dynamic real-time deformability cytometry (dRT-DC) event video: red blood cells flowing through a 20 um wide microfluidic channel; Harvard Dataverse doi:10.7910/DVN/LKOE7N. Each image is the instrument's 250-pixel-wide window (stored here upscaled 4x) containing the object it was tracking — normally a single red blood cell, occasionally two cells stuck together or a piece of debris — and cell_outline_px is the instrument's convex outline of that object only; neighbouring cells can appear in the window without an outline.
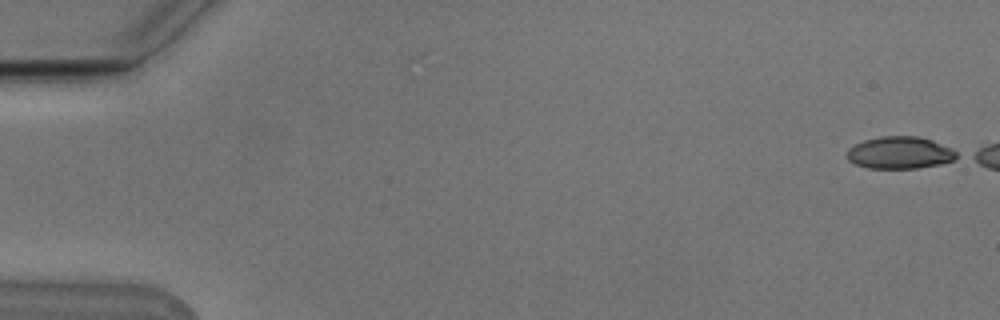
{"species": "Egyptian fruit bat (a non-hibernating species)", "species_latin": "Rousettus aegyptiacus", "temperature_condition": "cold", "stored_images_in_passage": 7, "camera_frame_rate_fps": 3000, "um_per_image_px": 0.085, "animal": {"sex": "male"}, "frame": {"image": 1, "passage_image": 1, "time_ms": 0.0, "image_size_px": [1000, 320], "cell_outline_px": [[960, 156], [952, 160], [940, 164], [916, 168], [868, 168], [856, 164], [848, 160], [848, 148], [864, 140], [880, 136], [920, 136], [932, 140], [952, 148], [960, 152]], "centroid_in_image_um": [76.53, 12.97], "position_along_channel_um": 8.5, "area_um2": 20.63}}